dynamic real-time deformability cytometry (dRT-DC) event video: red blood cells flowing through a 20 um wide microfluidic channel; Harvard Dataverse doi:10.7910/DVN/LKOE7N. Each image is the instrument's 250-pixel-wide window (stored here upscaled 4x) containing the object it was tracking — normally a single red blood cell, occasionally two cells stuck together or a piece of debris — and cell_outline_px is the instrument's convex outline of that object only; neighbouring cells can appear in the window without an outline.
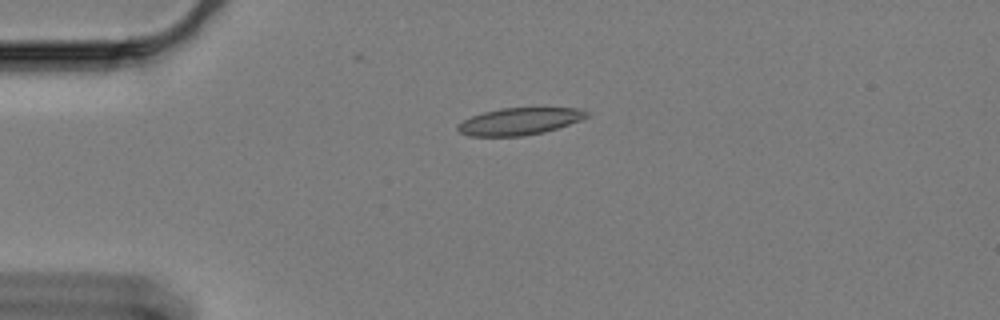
{"species": "Egyptian fruit bat (a non-hibernating species)", "species_latin": "Rousettus aegyptiacus", "temperature_condition": "cold", "stored_images_in_passage": 47, "camera_frame_rate_fps": 3000, "um_per_image_px": 0.085, "animal": {"sex": "female"}, "frame": {"image": 1, "passage_image": 1, "time_ms": 0.0, "image_size_px": [1000, 320], "cell_outline_px": [[588, 116], [580, 120], [544, 132], [520, 136], [468, 136], [460, 132], [456, 128], [464, 120], [472, 116], [484, 112], [500, 108], [580, 108], [588, 112]], "centroid_in_image_um": [44.15, 10.31], "position_along_channel_um": 40.9, "area_um2": 20.06}}
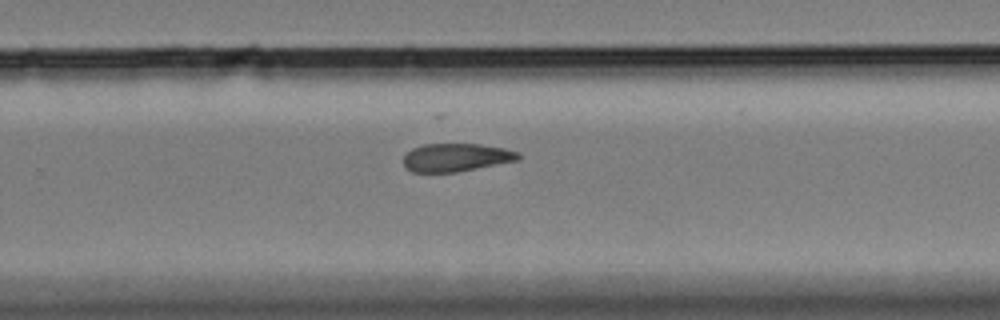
{"frame": {"image": 2, "passage_image": 26, "time_ms": 8.333, "image_size_px": [1000, 320], "cell_outline_px": [[520, 160], [456, 172], [412, 172], [404, 168], [404, 156], [412, 148], [424, 144], [480, 144], [504, 148], [520, 152]], "centroid_in_image_um": [38.78, 13.38], "position_along_channel_um": 291.0, "area_um2": 18.9}}
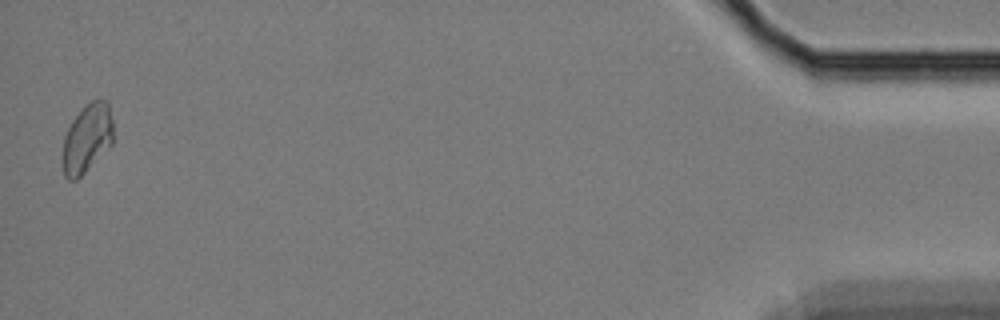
{"frame": {"image": 3, "passage_image": 46, "time_ms": 15.0, "image_size_px": [1000, 320], "cell_outline_px": [[112, 144], [76, 180], [68, 180], [64, 176], [64, 136], [72, 120], [84, 104], [92, 100], [108, 100], [112, 120]], "centroid_in_image_um": [7.41, 11.72], "position_along_channel_um": 427.8, "area_um2": 19.94}, "authors_computed_cell_mechanics": {"area_um2": 19.8254, "velocity_mm_per_s": 3.3379, "shape_relaxation_time_tau1_ms": null, "shape_relaxation_time_tau2_ms": 5.6878, "deformation_change_tau1": null, "deformation_change_tau2": 0.1225}}